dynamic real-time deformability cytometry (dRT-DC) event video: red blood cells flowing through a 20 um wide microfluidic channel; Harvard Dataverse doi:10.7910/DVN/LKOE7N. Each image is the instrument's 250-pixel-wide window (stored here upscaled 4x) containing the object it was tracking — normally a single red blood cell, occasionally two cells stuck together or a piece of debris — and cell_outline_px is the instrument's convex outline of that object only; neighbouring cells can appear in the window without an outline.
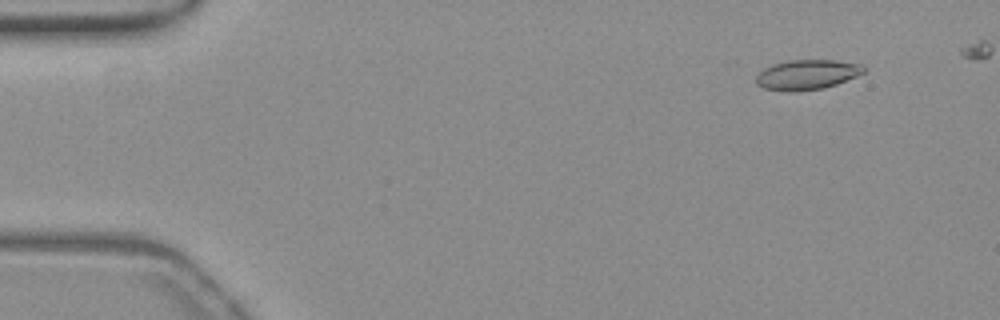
{"species": "common noctule bat (a hibernating species)", "species_latin": "Nyctalus noctula", "temperature_condition": "warm", "stored_images_in_passage": 48, "camera_frame_rate_fps": 3000, "um_per_image_px": 0.085, "animal": {"sex": "female", "body_mass_g": 19.3, "forearm_length_mm": 54.1}, "frame": {"image": 1, "passage_image": 5, "time_ms": 1.333, "image_size_px": [1000, 320], "cell_outline_px": [[868, 68], [864, 72], [856, 76], [836, 84], [824, 88], [796, 92], [788, 92], [764, 88], [756, 84], [756, 76], [764, 68], [772, 64], [788, 60], [836, 60], [860, 64]], "centroid_in_image_um": [68.59, 6.35], "position_along_channel_um": 16.4, "area_um2": 18.9}}
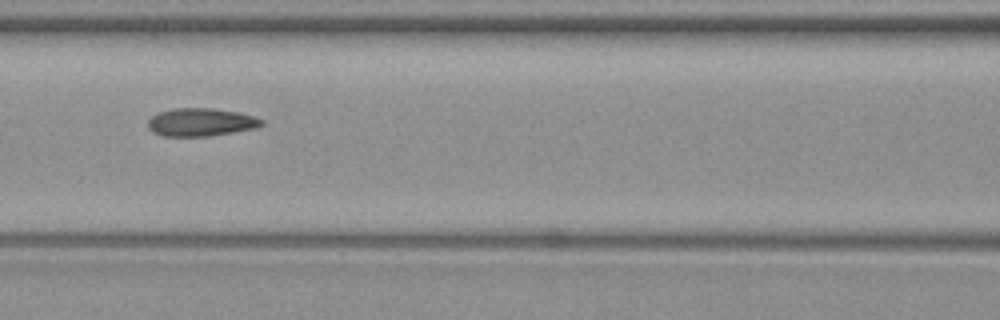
{"frame": {"image": 2, "passage_image": 24, "time_ms": 7.667, "image_size_px": [1000, 320], "cell_outline_px": [[264, 124], [256, 128], [208, 136], [164, 136], [152, 132], [148, 128], [148, 120], [156, 112], [172, 108], [212, 108], [240, 112], [264, 120]], "centroid_in_image_um": [17.05, 10.37], "position_along_channel_um": 149.6, "area_um2": 18.67}}
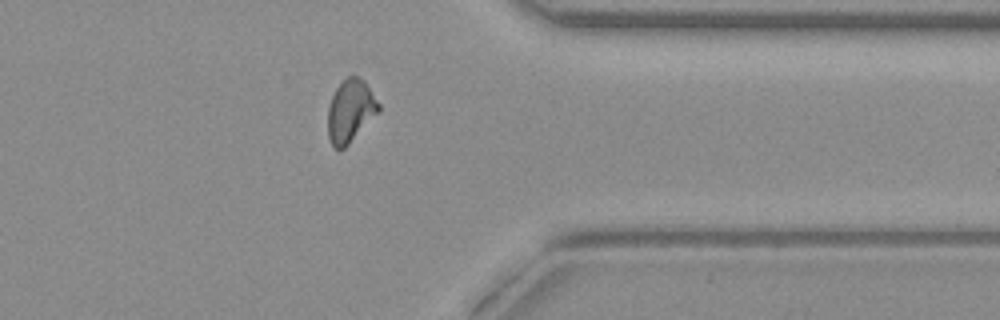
{"frame": {"image": 3, "passage_image": 43, "time_ms": 14.0, "image_size_px": [1000, 320], "cell_outline_px": [[380, 108], [348, 144], [340, 152], [332, 144], [328, 136], [328, 108], [332, 96], [336, 88], [348, 76], [356, 76], [364, 80], [380, 104]], "centroid_in_image_um": [29.76, 9.42], "position_along_channel_um": 381.6, "area_um2": 18.03}}